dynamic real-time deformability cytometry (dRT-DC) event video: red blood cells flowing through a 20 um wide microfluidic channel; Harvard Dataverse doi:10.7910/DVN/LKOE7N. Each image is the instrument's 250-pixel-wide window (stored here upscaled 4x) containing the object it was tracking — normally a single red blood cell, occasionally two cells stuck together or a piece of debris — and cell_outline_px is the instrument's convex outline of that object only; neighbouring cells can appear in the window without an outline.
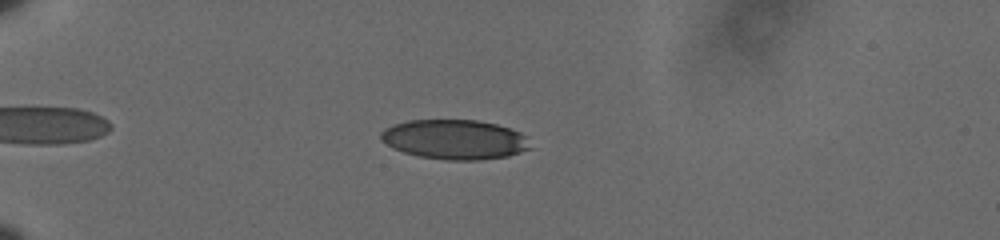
{"species": "human", "species_latin": "Homo sapiens", "temperature_condition": "cold", "stored_images_in_passage": 10, "camera_frame_rate_fps": 3000, "um_per_image_px": 0.085, "donor": {"sex": "male"}, "frame": {"image": 1, "passage_image": 5, "time_ms": 1.333, "image_size_px": [1000, 240], "cell_outline_px": [[532, 148], [508, 156], [476, 160], [448, 160], [420, 156], [404, 152], [392, 148], [380, 140], [380, 132], [384, 128], [392, 124], [408, 120], [480, 120], [496, 124], [520, 132], [524, 136]], "centroid_in_image_um": [38.6, 11.85], "position_along_channel_um": 46.4, "area_um2": 34.56}}
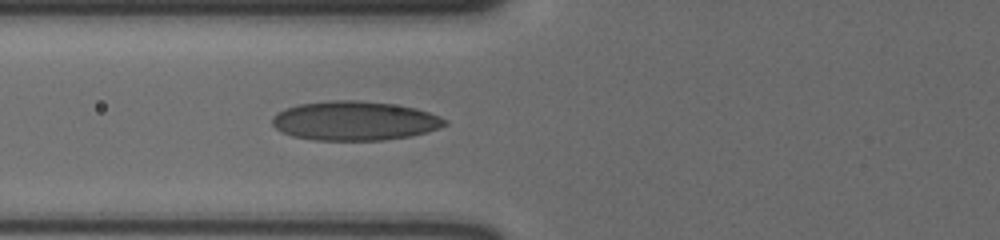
{"frame": {"image": 2, "passage_image": 10, "time_ms": 3.0, "image_size_px": [1000, 240], "cell_outline_px": [[448, 124], [440, 128], [428, 132], [412, 136], [384, 140], [312, 140], [292, 136], [280, 132], [272, 124], [272, 116], [276, 112], [300, 104], [332, 100], [356, 100], [392, 104], [416, 108], [440, 116], [448, 120]], "centroid_in_image_um": [30.16, 10.28], "position_along_channel_um": 95.6, "area_um2": 39.65}}